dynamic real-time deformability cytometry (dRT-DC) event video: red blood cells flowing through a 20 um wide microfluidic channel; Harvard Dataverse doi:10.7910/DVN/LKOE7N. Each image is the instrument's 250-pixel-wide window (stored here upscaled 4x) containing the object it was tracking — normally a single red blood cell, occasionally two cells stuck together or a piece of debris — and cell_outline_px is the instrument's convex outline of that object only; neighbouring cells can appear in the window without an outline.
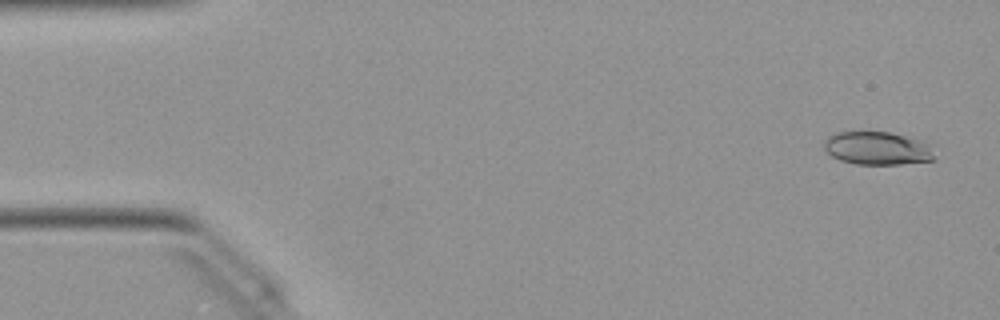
{"species": "Egyptian fruit bat (a non-hibernating species)", "species_latin": "Rousettus aegyptiacus", "temperature_condition": "warm", "stored_images_in_passage": 51, "camera_frame_rate_fps": 3000, "um_per_image_px": 0.085, "animal": {"sex": "female"}, "frame": {"image": 1, "passage_image": 2, "time_ms": 0.333, "image_size_px": [1000, 320], "cell_outline_px": [[936, 160], [900, 164], [856, 164], [840, 160], [832, 156], [824, 148], [824, 140], [828, 136], [836, 132], [888, 132], [936, 144]], "centroid_in_image_um": [74.68, 12.61], "position_along_channel_um": 10.3, "area_um2": 21.73}}
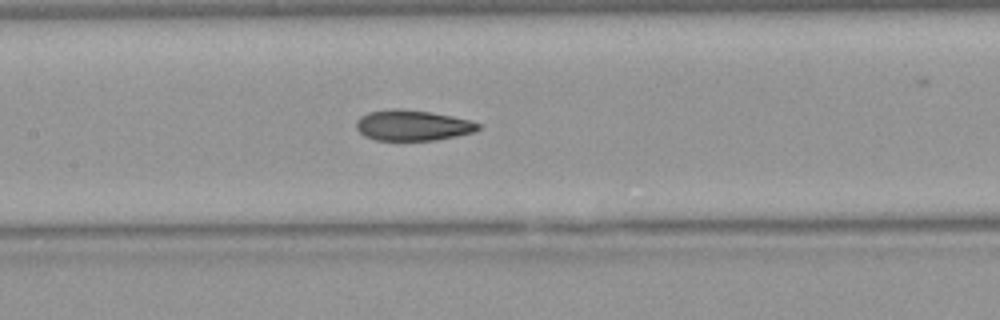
{"frame": {"image": 2, "passage_image": 23, "time_ms": 7.333, "image_size_px": [1000, 320], "cell_outline_px": [[480, 128], [476, 132], [436, 140], [376, 140], [364, 136], [356, 128], [356, 120], [360, 116], [368, 112], [392, 108], [400, 108], [432, 112], [452, 116], [468, 120], [480, 124]], "centroid_in_image_um": [35.05, 10.65], "position_along_channel_um": 172.3, "area_um2": 21.91}}
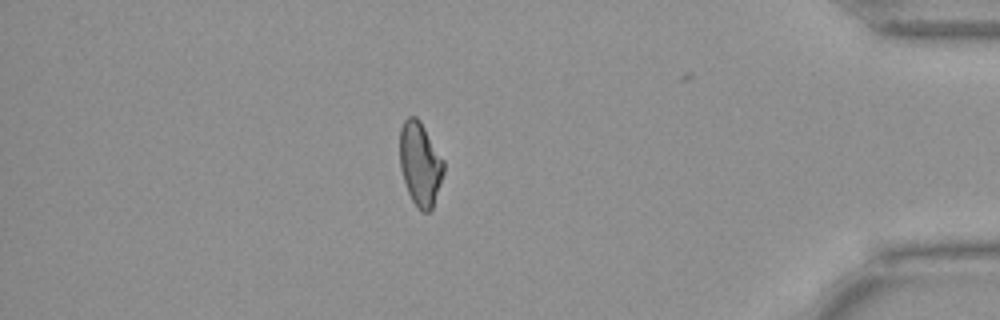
{"frame": {"image": 3, "passage_image": 43, "time_ms": 14.0, "image_size_px": [1000, 320], "cell_outline_px": [[444, 172], [432, 208], [428, 212], [420, 212], [416, 208], [408, 192], [400, 168], [400, 128], [404, 120], [408, 116], [416, 116], [420, 120], [444, 160]], "centroid_in_image_um": [35.7, 13.92], "position_along_channel_um": 399.5, "area_um2": 21.44}, "authors_computed_cell_mechanics": {"area_um2": 21.9062, "velocity_mm_per_s": 4.0485, "shape_relaxation_time_tau1_ms": 6.9543, "shape_relaxation_time_tau2_ms": 1.5328, "deformation_change_tau1": 0.1845, "deformation_change_tau2": 0.0672}}